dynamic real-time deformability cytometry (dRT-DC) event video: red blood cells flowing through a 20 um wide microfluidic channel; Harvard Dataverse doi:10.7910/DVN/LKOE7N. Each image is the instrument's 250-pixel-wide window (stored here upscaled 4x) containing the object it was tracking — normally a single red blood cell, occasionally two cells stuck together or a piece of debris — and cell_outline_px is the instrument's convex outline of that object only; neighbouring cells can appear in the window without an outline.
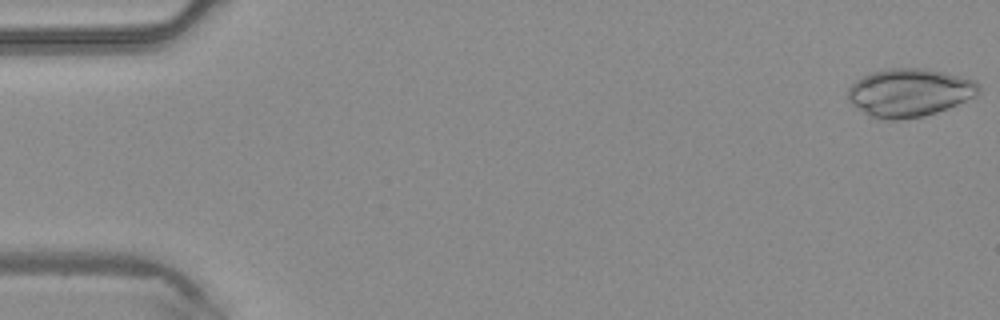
{"species": "common noctule bat (a hibernating species)", "species_latin": "Nyctalus noctula", "temperature_condition": "warm", "stored_images_in_passage": 42, "camera_frame_rate_fps": 3000, "um_per_image_px": 0.085, "animal": {"sex": "male", "body_mass_g": 20.4}, "frame": {"image": 1, "passage_image": 1, "time_ms": 0.0, "image_size_px": [1000, 320], "cell_outline_px": [[980, 92], [956, 104], [936, 112], [924, 116], [900, 120], [880, 120], [868, 116], [856, 108], [848, 100], [848, 88], [856, 80], [872, 72], [888, 68], [920, 68], [944, 72], [976, 80], [980, 84]], "centroid_in_image_um": [77.26, 7.88], "position_along_channel_um": 7.7, "area_um2": 36.7}}
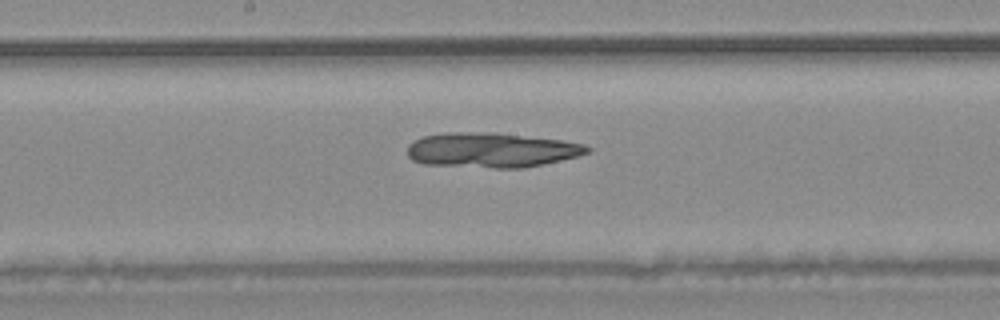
{"frame": {"image": 2, "passage_image": 24, "time_ms": 7.667, "image_size_px": [1000, 320], "cell_outline_px": [[592, 152], [560, 160], [524, 168], [492, 168], [424, 164], [412, 160], [408, 156], [408, 144], [424, 136], [448, 132], [472, 132], [560, 140], [584, 144], [592, 148]], "centroid_in_image_um": [41.75, 12.78], "position_along_channel_um": 206.5, "area_um2": 35.89}}
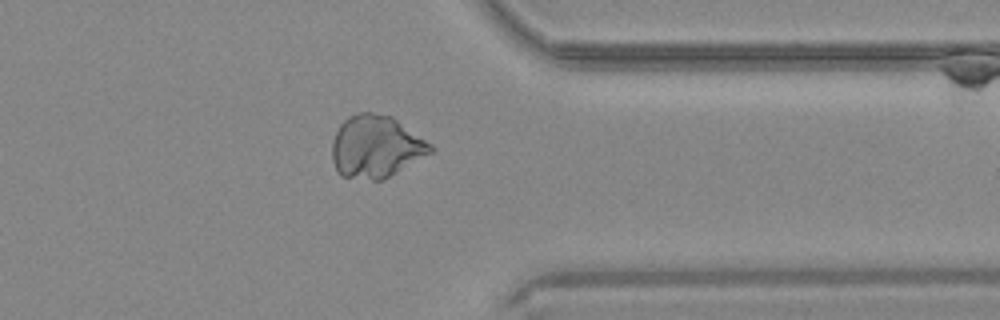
{"frame": {"image": 3, "passage_image": 36, "time_ms": 11.667, "image_size_px": [1000, 320], "cell_outline_px": [[436, 148], [432, 152], [388, 176], [380, 180], [372, 180], [340, 176], [336, 172], [332, 160], [332, 140], [340, 124], [348, 116], [360, 112], [372, 112], [392, 116], [432, 144]], "centroid_in_image_um": [31.92, 12.45], "position_along_channel_um": 379.5, "area_um2": 35.72}}